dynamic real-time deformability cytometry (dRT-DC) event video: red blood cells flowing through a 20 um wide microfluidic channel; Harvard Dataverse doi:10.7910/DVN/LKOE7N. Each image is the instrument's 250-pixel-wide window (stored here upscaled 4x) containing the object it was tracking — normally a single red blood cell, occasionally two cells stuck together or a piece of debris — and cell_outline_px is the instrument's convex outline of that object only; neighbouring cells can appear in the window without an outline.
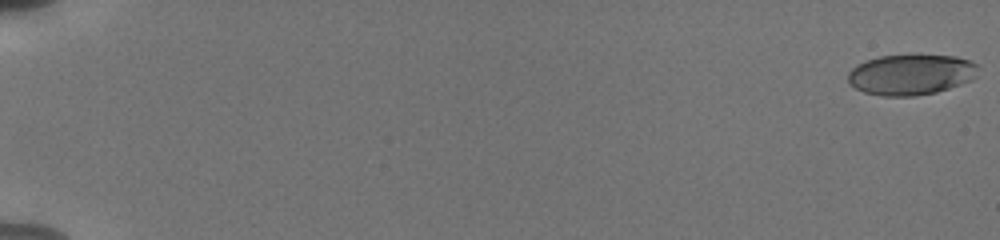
{"species": "human", "species_latin": "Homo sapiens", "temperature_condition": "cold", "stored_images_in_passage": 57, "camera_frame_rate_fps": 3000, "um_per_image_px": 0.085, "donor": {"sex": "male"}, "frame": {"image": 1, "passage_image": 1, "time_ms": 0.0, "image_size_px": [1000, 240], "cell_outline_px": [[976, 76], [972, 80], [936, 92], [916, 96], [884, 96], [864, 92], [848, 84], [848, 72], [856, 64], [864, 60], [880, 56], [956, 56], [968, 60], [976, 64]], "centroid_in_image_um": [77.38, 6.35], "position_along_channel_um": 7.6, "area_um2": 30.58}}
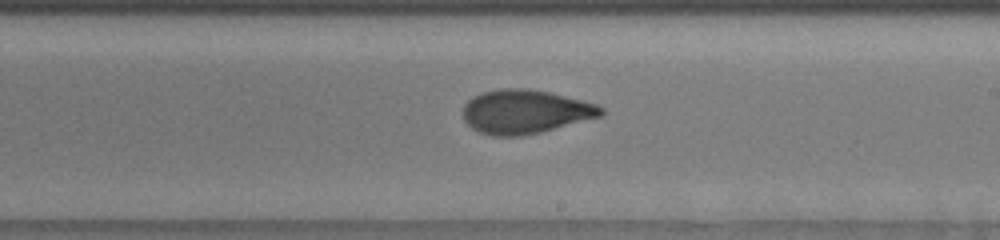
{"frame": {"image": 2, "passage_image": 36, "time_ms": 11.667, "image_size_px": [1000, 240], "cell_outline_px": [[604, 112], [600, 116], [540, 132], [520, 136], [492, 136], [480, 132], [472, 128], [464, 120], [464, 104], [472, 96], [484, 92], [500, 88], [520, 88], [548, 92], [596, 104], [604, 108]], "centroid_in_image_um": [44.6, 9.49], "position_along_channel_um": 244.4, "area_um2": 34.85}}
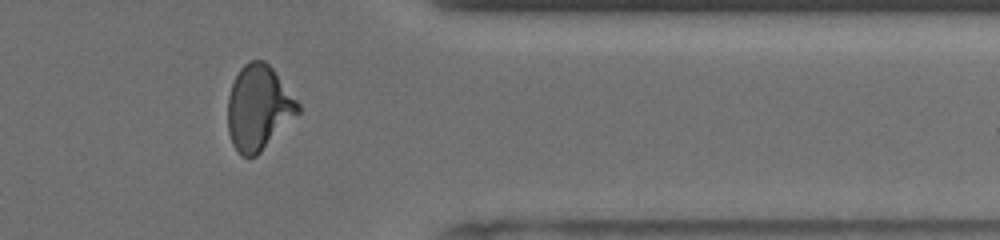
{"frame": {"image": 3, "passage_image": 48, "time_ms": 15.667, "image_size_px": [1000, 240], "cell_outline_px": [[300, 112], [256, 156], [240, 156], [236, 152], [232, 144], [228, 132], [228, 96], [232, 84], [240, 68], [248, 60], [264, 60], [272, 68], [300, 104]], "centroid_in_image_um": [21.96, 9.16], "position_along_channel_um": 389.4, "area_um2": 34.62}, "authors_computed_cell_mechanics": {"area_um2": 33.8708, "velocity_mm_per_s": 3.811, "shape_relaxation_time_tau1_ms": 4.2101, "shape_relaxation_time_tau2_ms": 1.2947, "deformation_change_tau1": 0.171, "deformation_change_tau2": 0.0702}}